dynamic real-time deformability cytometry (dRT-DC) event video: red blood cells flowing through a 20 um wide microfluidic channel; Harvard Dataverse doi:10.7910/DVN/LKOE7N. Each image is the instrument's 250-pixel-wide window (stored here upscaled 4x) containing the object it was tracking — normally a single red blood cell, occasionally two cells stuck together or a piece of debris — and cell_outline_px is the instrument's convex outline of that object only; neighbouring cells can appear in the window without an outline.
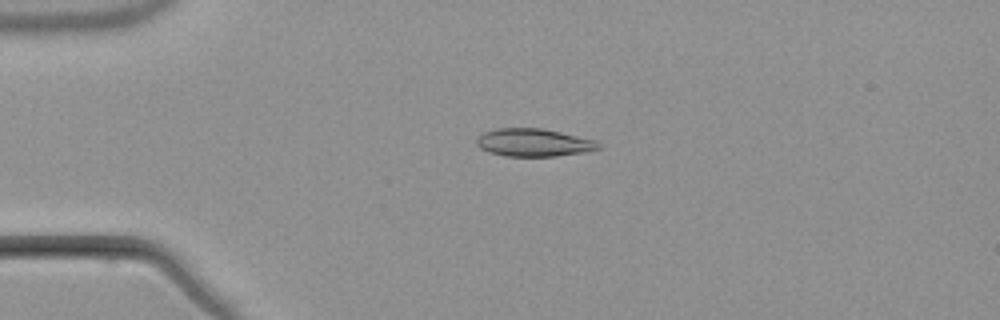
{"species": "common noctule bat (a hibernating species)", "species_latin": "Nyctalus noctula", "temperature_condition": "warm", "stored_images_in_passage": 7, "camera_frame_rate_fps": 3000, "um_per_image_px": 0.085, "animal": {"sex": "male", "body_mass_g": 21.5, "forearm_length_mm": 52.0}, "frame": {"image": 1, "passage_image": 4, "time_ms": 3.667, "image_size_px": [1000, 320], "cell_outline_px": [[600, 148], [588, 152], [556, 156], [504, 156], [488, 152], [480, 148], [476, 144], [476, 136], [484, 132], [496, 128], [544, 128], [596, 140], [600, 144]], "centroid_in_image_um": [45.36, 12.11], "position_along_channel_um": 39.6, "area_um2": 20.06}}
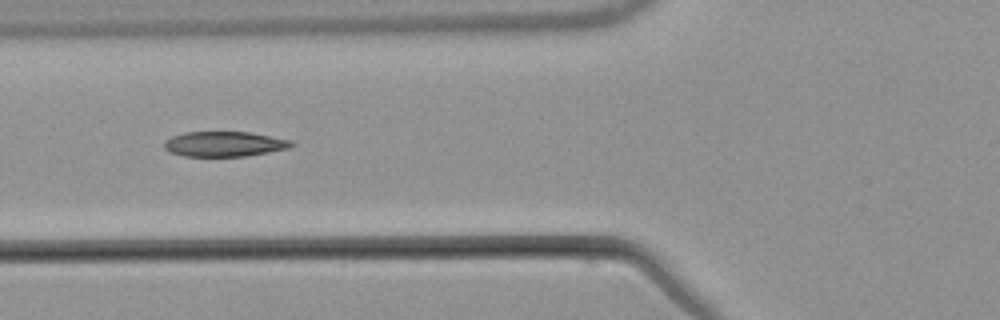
{"frame": {"image": 2, "passage_image": 6, "time_ms": 6.333, "image_size_px": [1000, 320], "cell_outline_px": [[296, 144], [292, 148], [244, 156], [184, 156], [168, 152], [164, 148], [164, 140], [172, 136], [184, 132], [248, 132], [292, 140]], "centroid_in_image_um": [19.07, 12.24], "position_along_channel_um": 106.7, "area_um2": 18.73}}
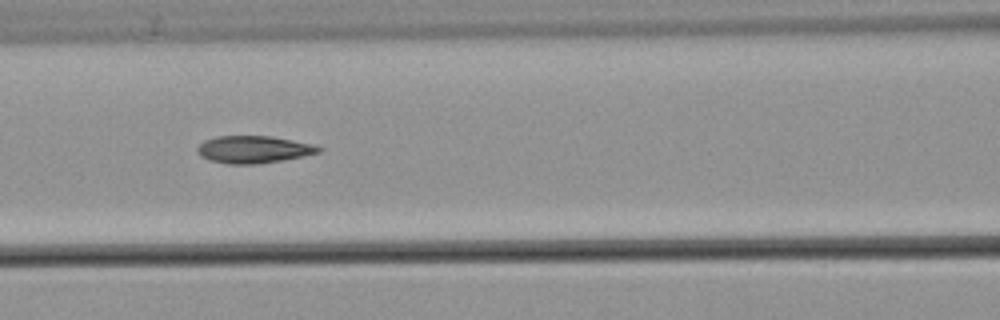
{"frame": {"image": 3, "passage_image": 7, "time_ms": 7.333, "image_size_px": [1000, 320], "cell_outline_px": [[324, 148], [320, 152], [284, 160], [256, 164], [228, 164], [208, 160], [200, 156], [196, 152], [196, 148], [204, 140], [216, 136], [272, 136], [312, 144]], "centroid_in_image_um": [21.52, 12.7], "position_along_channel_um": 145.1, "area_um2": 19.42}}